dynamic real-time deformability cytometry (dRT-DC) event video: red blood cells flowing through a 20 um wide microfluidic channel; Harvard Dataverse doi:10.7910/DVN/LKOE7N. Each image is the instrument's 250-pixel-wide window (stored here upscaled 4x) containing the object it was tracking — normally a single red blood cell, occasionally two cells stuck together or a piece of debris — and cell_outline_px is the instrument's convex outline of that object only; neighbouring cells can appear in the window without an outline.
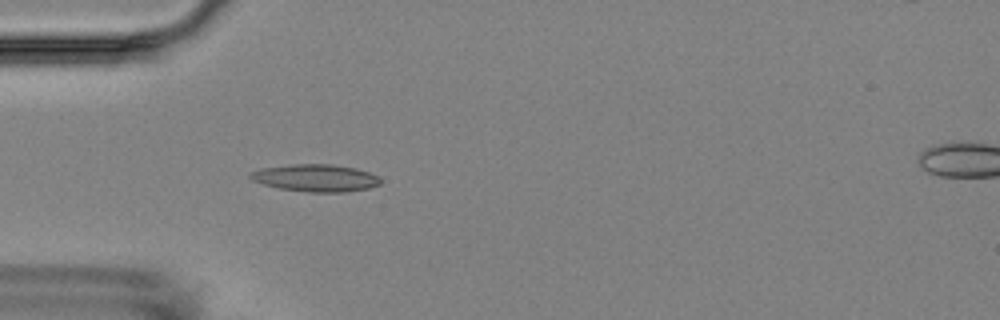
{"species": "Egyptian fruit bat (a non-hibernating species)", "species_latin": "Rousettus aegyptiacus", "temperature_condition": "room temperature", "stored_images_in_passage": 4, "camera_frame_rate_fps": 3000, "um_per_image_px": 0.085, "animal": {"sex": "female"}, "frame": {"image": 1, "passage_image": 4, "time_ms": 4.667, "image_size_px": [1000, 320], "cell_outline_px": [[380, 184], [368, 188], [348, 192], [308, 192], [280, 188], [264, 184], [252, 180], [248, 176], [248, 172], [260, 168], [292, 164], [332, 164], [356, 168], [380, 176]], "centroid_in_image_um": [26.82, 15.12], "position_along_channel_um": 58.2, "area_um2": 20.81}}